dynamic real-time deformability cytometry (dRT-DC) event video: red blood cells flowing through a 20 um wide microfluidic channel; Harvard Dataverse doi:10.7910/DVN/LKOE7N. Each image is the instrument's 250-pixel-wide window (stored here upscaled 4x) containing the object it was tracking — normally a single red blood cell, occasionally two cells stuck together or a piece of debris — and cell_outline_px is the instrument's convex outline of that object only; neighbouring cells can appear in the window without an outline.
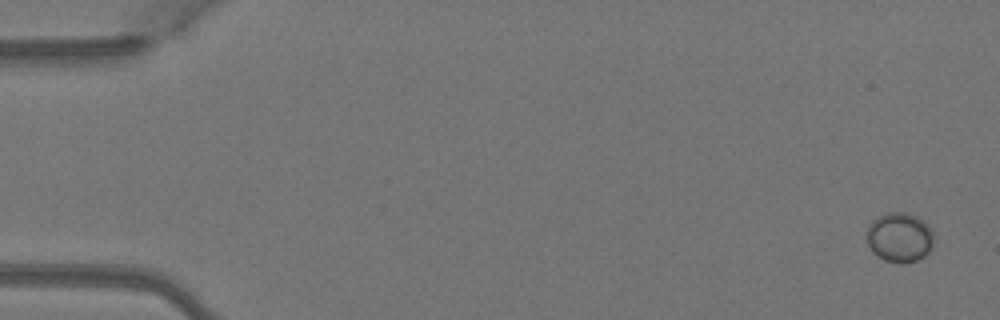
{"species": "Egyptian fruit bat (a non-hibernating species)", "species_latin": "Rousettus aegyptiacus", "temperature_condition": "warm", "stored_images_in_passage": 7, "camera_frame_rate_fps": 3000, "um_per_image_px": 0.085, "animal": {"sex": "female"}, "frame": {"image": 1, "passage_image": 1, "time_ms": 0.0, "image_size_px": [1000, 320], "cell_outline_px": [[932, 248], [924, 256], [916, 260], [904, 264], [896, 264], [884, 260], [876, 256], [872, 252], [868, 244], [864, 232], [868, 224], [872, 220], [888, 212], [908, 212], [924, 220], [928, 224], [932, 232]], "centroid_in_image_um": [76.42, 20.18], "position_along_channel_um": 8.6, "area_um2": 19.88}}
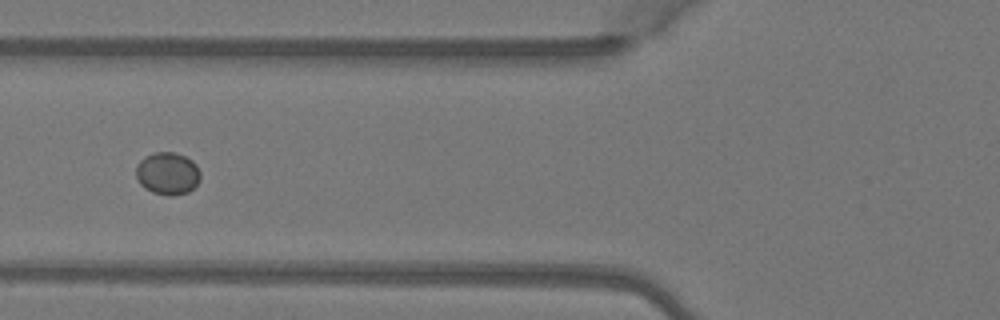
{"frame": {"image": 2, "passage_image": 6, "time_ms": 1.667, "image_size_px": [1000, 320], "cell_outline_px": [[200, 180], [188, 192], [172, 196], [168, 196], [152, 192], [144, 188], [140, 184], [136, 176], [136, 164], [144, 156], [152, 152], [172, 152], [184, 156], [192, 160], [196, 164], [200, 172]], "centroid_in_image_um": [14.22, 14.74], "position_along_channel_um": 111.6, "area_um2": 16.07}}
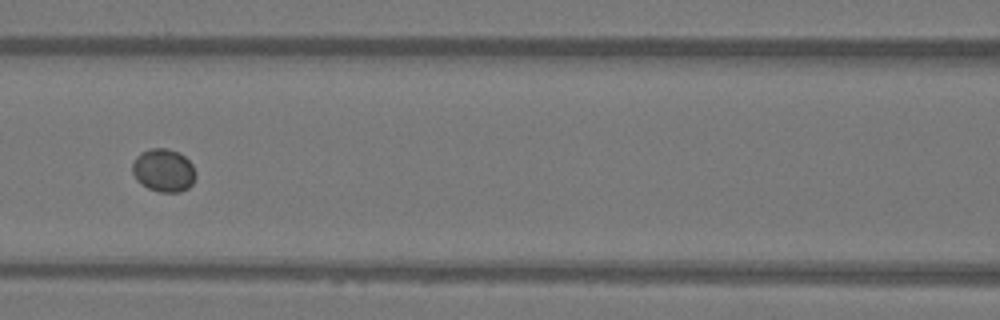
{"frame": {"image": 3, "passage_image": 7, "time_ms": 2.0, "image_size_px": [1000, 320], "cell_outline_px": [[196, 176], [192, 184], [188, 188], [180, 192], [160, 192], [148, 188], [136, 180], [132, 172], [132, 164], [136, 156], [140, 152], [152, 148], [168, 148], [180, 152], [192, 164], [196, 172]], "centroid_in_image_um": [13.9, 14.47], "position_along_channel_um": 152.7, "area_um2": 16.07}}